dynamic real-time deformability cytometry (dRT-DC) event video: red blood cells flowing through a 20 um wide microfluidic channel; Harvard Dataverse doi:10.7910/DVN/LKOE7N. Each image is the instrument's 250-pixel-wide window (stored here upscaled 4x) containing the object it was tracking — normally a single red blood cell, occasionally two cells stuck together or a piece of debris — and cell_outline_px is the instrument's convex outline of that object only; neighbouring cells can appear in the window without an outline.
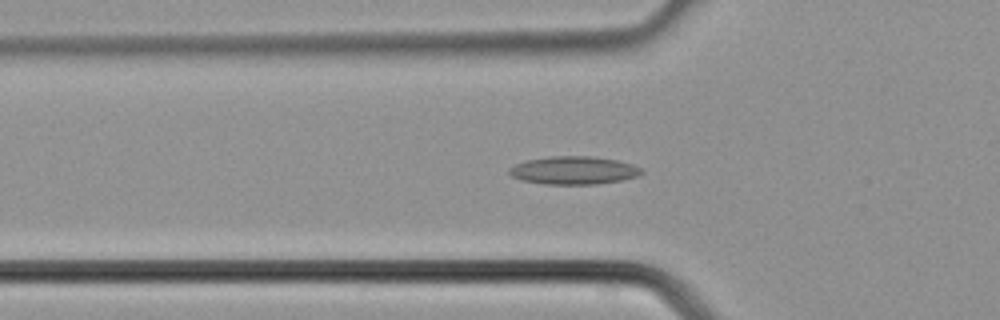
{"species": "common noctule bat (a hibernating species)", "species_latin": "Nyctalus noctula", "temperature_condition": "cold", "stored_images_in_passage": 38, "camera_frame_rate_fps": 3000, "um_per_image_px": 0.085, "animal": {"sex": "male", "body_mass_g": 21.5, "forearm_length_mm": 52.0}, "frame": {"image": 1, "passage_image": 13, "time_ms": 4.0, "image_size_px": [1000, 320], "cell_outline_px": [[644, 172], [640, 176], [620, 180], [596, 184], [544, 184], [520, 180], [512, 176], [508, 172], [508, 168], [516, 164], [528, 160], [552, 156], [592, 156], [616, 160], [632, 164], [640, 168]], "centroid_in_image_um": [48.76, 14.48], "position_along_channel_um": 77.0, "area_um2": 21.56}}
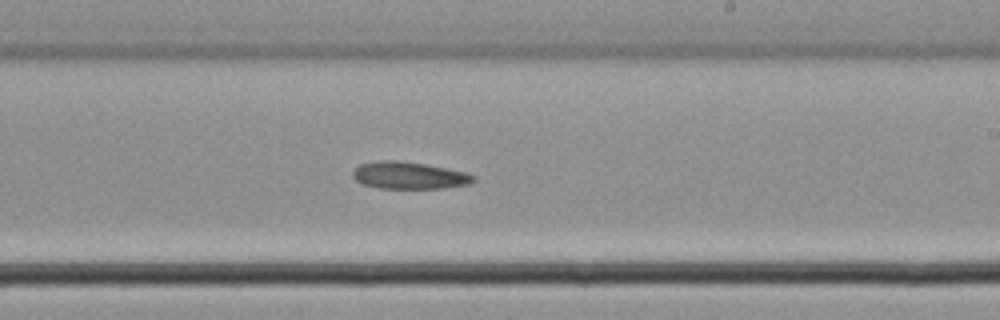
{"frame": {"image": 2, "passage_image": 23, "time_ms": 7.333, "image_size_px": [1000, 320], "cell_outline_px": [[476, 180], [468, 184], [440, 188], [380, 188], [364, 184], [356, 180], [352, 176], [352, 172], [360, 164], [376, 160], [396, 160], [424, 164], [448, 168], [464, 172], [476, 176]], "centroid_in_image_um": [34.76, 14.9], "position_along_channel_um": 254.2, "area_um2": 18.96}}
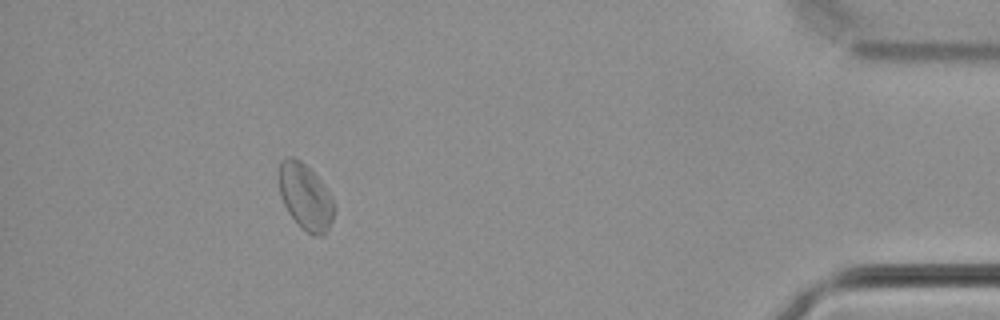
{"frame": {"image": 3, "passage_image": 35, "time_ms": 11.333, "image_size_px": [1000, 320], "cell_outline_px": [[336, 208], [332, 220], [324, 236], [316, 236], [308, 232], [288, 212], [280, 196], [280, 160], [288, 156], [292, 156], [300, 160], [324, 184], [336, 204]], "centroid_in_image_um": [25.99, 16.72], "position_along_channel_um": 409.2, "area_um2": 20.98}}